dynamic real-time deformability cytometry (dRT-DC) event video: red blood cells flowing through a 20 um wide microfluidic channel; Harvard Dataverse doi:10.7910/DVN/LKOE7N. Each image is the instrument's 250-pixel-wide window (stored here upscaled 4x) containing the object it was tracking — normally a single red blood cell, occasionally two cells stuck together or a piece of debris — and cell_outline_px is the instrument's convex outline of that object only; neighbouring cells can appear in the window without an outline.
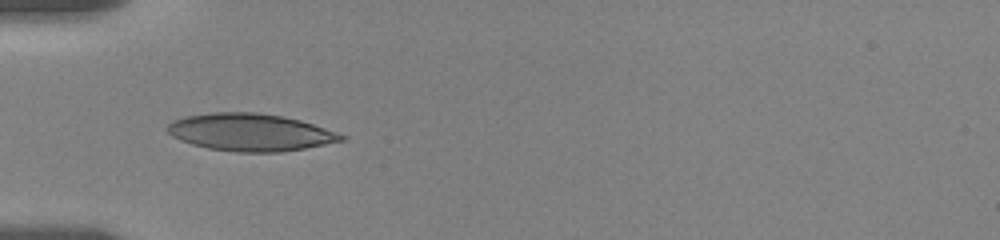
{"species": "human", "species_latin": "Homo sapiens", "temperature_condition": "room temperature", "stored_images_in_passage": 10, "camera_frame_rate_fps": 3000, "um_per_image_px": 0.085, "donor": {"sex": "female"}, "frame": {"image": 1, "passage_image": 9, "time_ms": 6.667, "image_size_px": [1000, 240], "cell_outline_px": [[348, 140], [304, 148], [280, 152], [236, 152], [208, 148], [192, 144], [180, 140], [172, 136], [164, 128], [172, 120], [184, 116], [212, 112], [256, 112], [280, 116], [300, 120], [348, 136]], "centroid_in_image_um": [21.25, 11.24], "position_along_channel_um": 63.7, "area_um2": 37.97}}
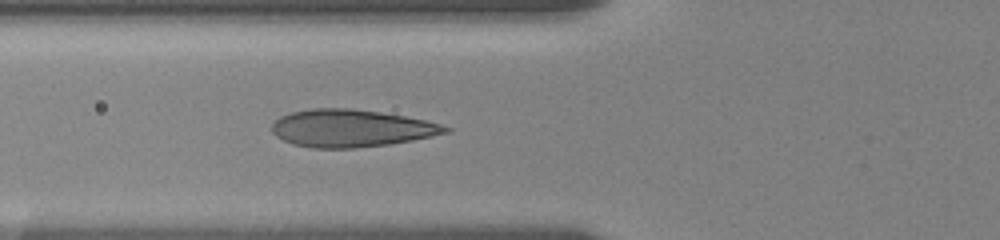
{"frame": {"image": 2, "passage_image": 10, "time_ms": 7.667, "image_size_px": [1000, 240], "cell_outline_px": [[452, 132], [412, 140], [388, 144], [352, 148], [312, 148], [292, 144], [276, 136], [272, 132], [272, 124], [280, 116], [292, 112], [312, 108], [352, 108], [380, 112], [404, 116], [424, 120], [440, 124], [452, 128]], "centroid_in_image_um": [29.85, 10.9], "position_along_channel_um": 96.0, "area_um2": 37.8}}